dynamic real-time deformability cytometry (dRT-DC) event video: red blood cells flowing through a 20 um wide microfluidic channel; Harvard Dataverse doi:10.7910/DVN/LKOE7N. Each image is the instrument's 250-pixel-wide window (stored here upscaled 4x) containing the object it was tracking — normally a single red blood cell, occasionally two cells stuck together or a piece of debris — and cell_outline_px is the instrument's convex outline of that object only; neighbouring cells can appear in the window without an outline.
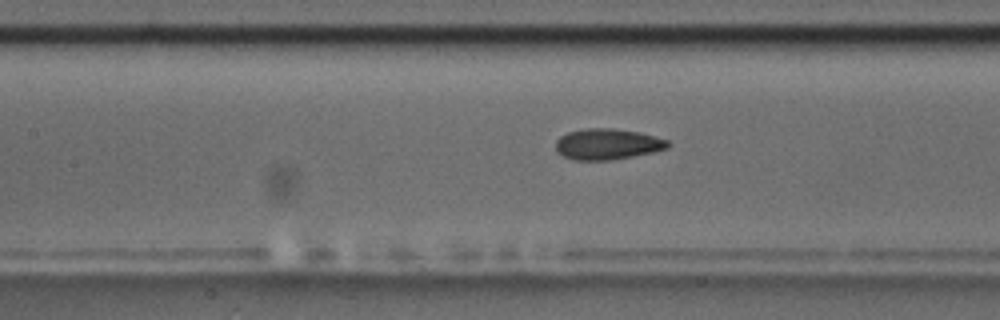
{"species": "common noctule bat (a hibernating species)", "species_latin": "Nyctalus noctula", "temperature_condition": "room temperature", "stored_images_in_passage": 31, "camera_frame_rate_fps": 3000, "um_per_image_px": 0.085, "animal": {"sex": "male", "body_mass_g": 17.5, "forearm_length_mm": 52.3}, "frame": {"image": 1, "passage_image": 8, "time_ms": 2.333, "image_size_px": [1000, 320], "cell_outline_px": [[672, 144], [668, 148], [652, 152], [612, 160], [572, 160], [556, 152], [556, 140], [560, 136], [568, 132], [588, 128], [612, 128], [640, 132], [668, 140]], "centroid_in_image_um": [51.63, 12.25], "position_along_channel_um": 155.8, "area_um2": 20.29}}
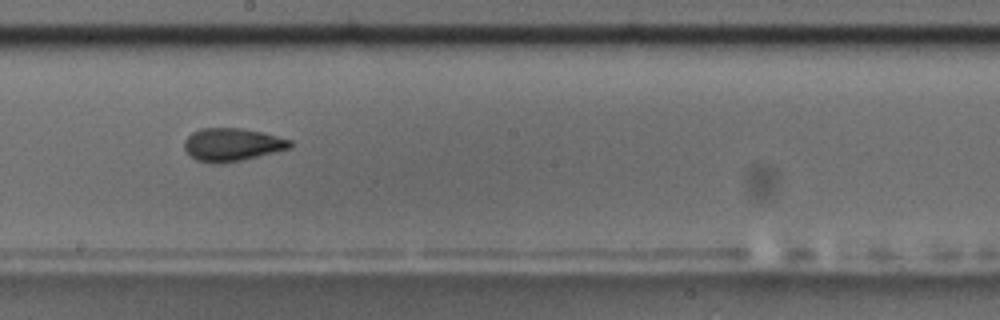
{"frame": {"image": 2, "passage_image": 14, "time_ms": 4.333, "image_size_px": [1000, 320], "cell_outline_px": [[292, 144], [288, 148], [224, 164], [212, 164], [196, 160], [184, 148], [184, 140], [192, 132], [200, 128], [240, 128], [260, 132], [292, 140]], "centroid_in_image_um": [19.67, 12.29], "position_along_channel_um": 228.5, "area_um2": 20.06}}
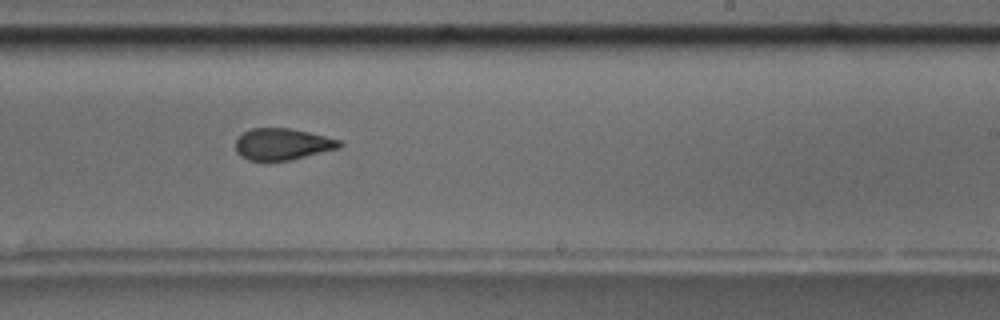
{"frame": {"image": 3, "passage_image": 17, "time_ms": 5.333, "image_size_px": [1000, 320], "cell_outline_px": [[344, 144], [340, 148], [292, 160], [248, 160], [240, 156], [236, 152], [236, 140], [244, 132], [252, 128], [292, 128], [340, 140]], "centroid_in_image_um": [24.02, 12.25], "position_along_channel_um": 265.0, "area_um2": 19.13}, "authors_computed_cell_mechanics": {"area_um2": 19.941, "velocity_mm_per_s": 3.6595, "shape_relaxation_time_tau1_ms": 5.1921, "shape_relaxation_time_tau2_ms": 2.4177, "deformation_change_tau1": 0.1438, "deformation_change_tau2": 0.0828}}